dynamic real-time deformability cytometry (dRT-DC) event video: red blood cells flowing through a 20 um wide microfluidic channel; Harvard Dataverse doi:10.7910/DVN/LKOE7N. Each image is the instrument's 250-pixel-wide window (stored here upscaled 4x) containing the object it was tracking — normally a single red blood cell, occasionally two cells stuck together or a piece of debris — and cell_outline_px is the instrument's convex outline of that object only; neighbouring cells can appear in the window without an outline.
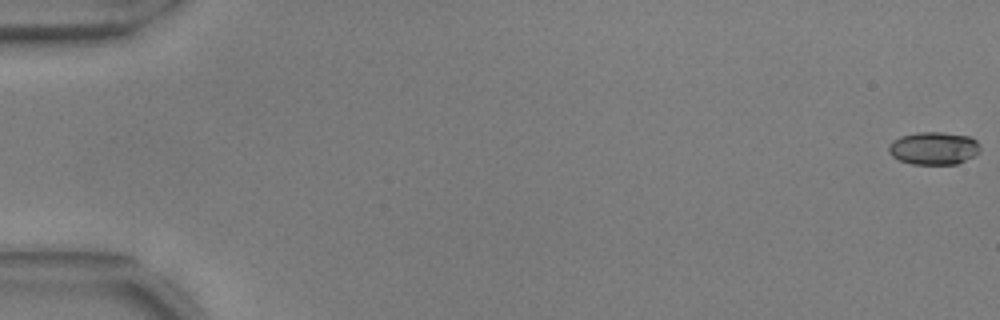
{"species": "common noctule bat (a hibernating species)", "species_latin": "Nyctalus noctula", "temperature_condition": "warm", "stored_images_in_passage": 55, "camera_frame_rate_fps": 3000, "um_per_image_px": 0.085, "animal": {"sex": "male", "body_mass_g": 17.9, "forearm_length_mm": 54.2}, "frame": {"image": 1, "passage_image": 1, "time_ms": 0.0, "image_size_px": [1000, 320], "cell_outline_px": [[980, 152], [956, 164], [912, 164], [900, 160], [892, 156], [888, 152], [888, 148], [892, 140], [900, 136], [916, 132], [944, 132], [972, 136], [980, 144]], "centroid_in_image_um": [79.37, 12.58], "position_along_channel_um": 5.6, "area_um2": 17.63}}
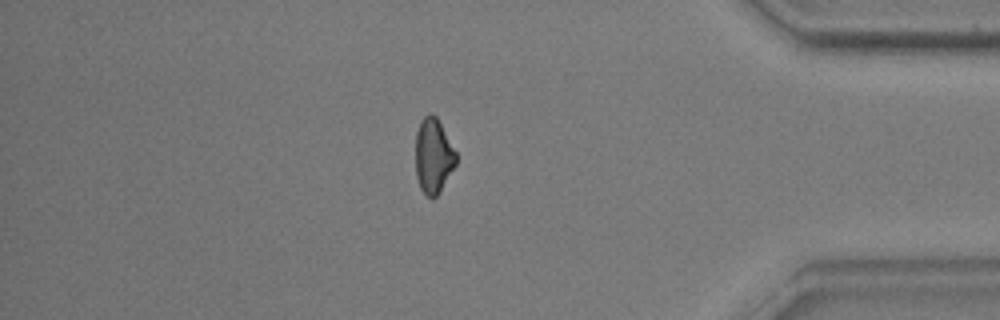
{"frame": {"image": 2, "passage_image": 48, "time_ms": 15.667, "image_size_px": [1000, 320], "cell_outline_px": [[456, 164], [440, 192], [432, 200], [420, 188], [416, 176], [416, 132], [420, 120], [428, 112], [436, 116], [456, 152]], "centroid_in_image_um": [36.82, 13.25], "position_along_channel_um": 398.4, "area_um2": 17.69}}
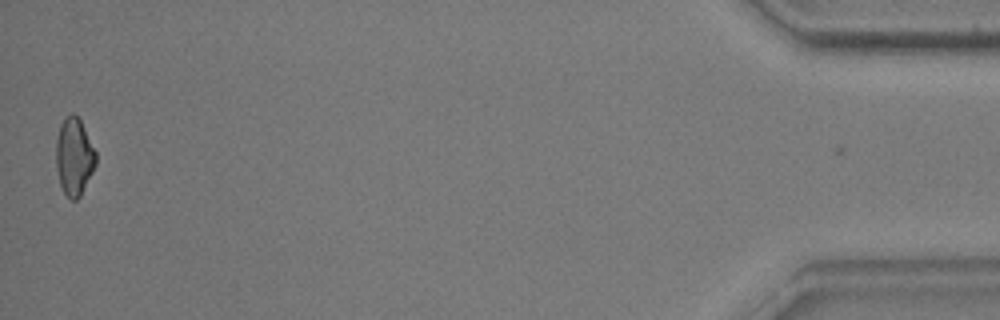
{"frame": {"image": 3, "passage_image": 55, "time_ms": 18.0, "image_size_px": [1000, 320], "cell_outline_px": [[96, 164], [80, 196], [76, 200], [72, 200], [64, 192], [60, 184], [56, 168], [56, 140], [60, 124], [72, 112], [80, 120], [96, 152]], "centroid_in_image_um": [6.29, 13.32], "position_along_channel_um": 428.9, "area_um2": 17.69}, "authors_computed_cell_mechanics": {"area_um2": 18.1492, "velocity_mm_per_s": 3.7544, "shape_relaxation_time_tau1_ms": 7.0251, "shape_relaxation_time_tau2_ms": 2.774, "deformation_change_tau1": 0.1732, "deformation_change_tau2": 0.0964}}